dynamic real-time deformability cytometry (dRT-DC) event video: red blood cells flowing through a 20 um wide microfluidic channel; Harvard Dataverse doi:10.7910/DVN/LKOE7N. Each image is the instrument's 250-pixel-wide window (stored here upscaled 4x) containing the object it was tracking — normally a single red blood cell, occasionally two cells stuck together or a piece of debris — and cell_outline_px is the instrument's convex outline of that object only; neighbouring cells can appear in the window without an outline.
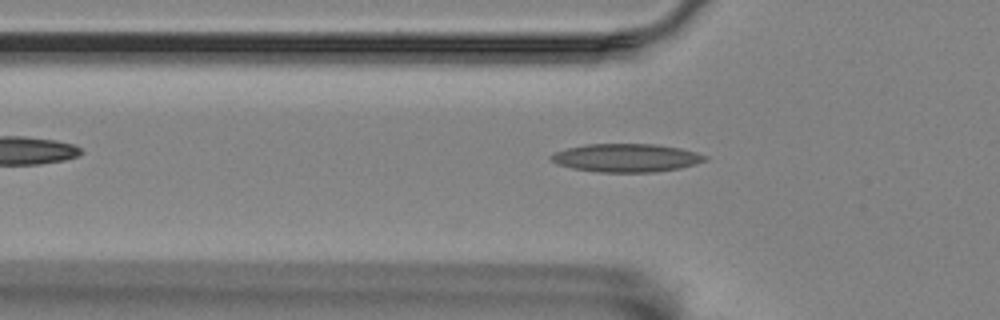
{"species": "Egyptian fruit bat (a non-hibernating species)", "species_latin": "Rousettus aegyptiacus", "temperature_condition": "room temperature", "stored_images_in_passage": 48, "camera_frame_rate_fps": 3000, "um_per_image_px": 0.085, "animal": {"sex": "female"}, "frame": {"image": 1, "passage_image": 17, "time_ms": 5.333, "image_size_px": [1000, 320], "cell_outline_px": [[708, 160], [680, 168], [656, 172], [600, 172], [572, 168], [556, 164], [548, 156], [556, 152], [568, 148], [584, 144], [656, 144], [680, 148], [696, 152], [708, 156]], "centroid_in_image_um": [53.25, 13.41], "position_along_channel_um": 72.6, "area_um2": 25.37}}
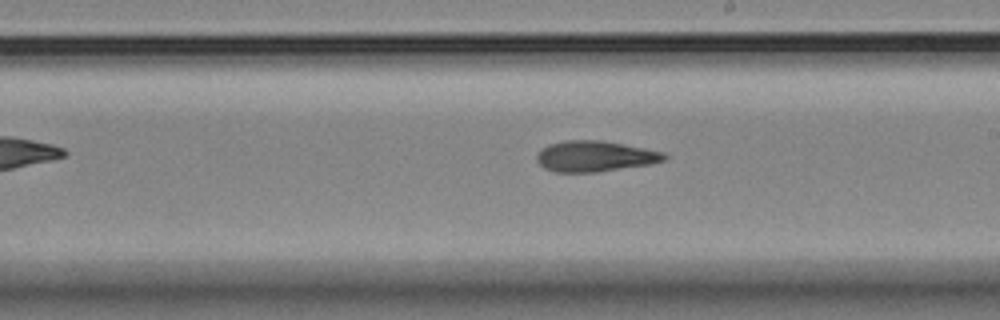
{"frame": {"image": 2, "passage_image": 31, "time_ms": 10.0, "image_size_px": [1000, 320], "cell_outline_px": [[668, 156], [664, 160], [648, 164], [596, 172], [556, 172], [544, 168], [536, 160], [536, 156], [540, 148], [548, 144], [564, 140], [600, 140], [644, 148], [664, 152]], "centroid_in_image_um": [50.51, 13.27], "position_along_channel_um": 238.5, "area_um2": 22.77}}
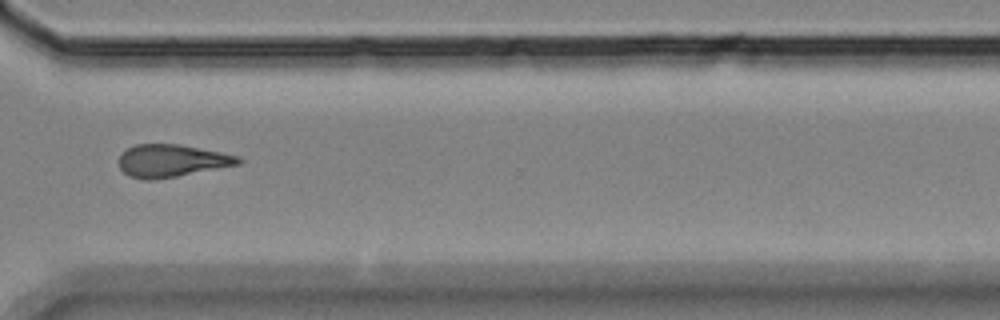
{"frame": {"image": 3, "passage_image": 41, "time_ms": 13.333, "image_size_px": [1000, 320], "cell_outline_px": [[244, 160], [240, 164], [176, 176], [152, 180], [144, 180], [128, 176], [120, 168], [120, 156], [128, 148], [136, 144], [180, 144], [240, 156]], "centroid_in_image_um": [14.61, 13.66], "position_along_channel_um": 356.0, "area_um2": 22.48}}